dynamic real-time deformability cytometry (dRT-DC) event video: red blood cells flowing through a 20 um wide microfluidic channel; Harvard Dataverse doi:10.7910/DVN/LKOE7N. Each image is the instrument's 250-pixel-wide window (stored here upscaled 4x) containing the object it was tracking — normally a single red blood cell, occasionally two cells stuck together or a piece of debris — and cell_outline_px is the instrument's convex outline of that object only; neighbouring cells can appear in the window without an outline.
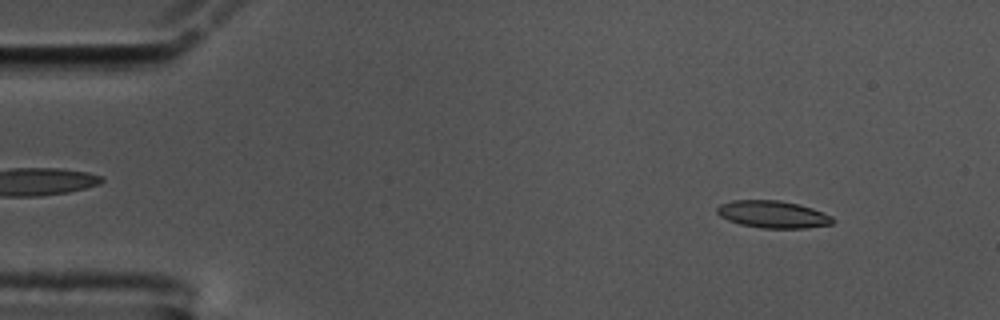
{"species": "common noctule bat (a hibernating species)", "species_latin": "Nyctalus noctula", "temperature_condition": "cold", "stored_images_in_passage": 56, "camera_frame_rate_fps": 3000, "um_per_image_px": 0.085, "animal": {"sex": "male", "body_mass_g": 17.5, "forearm_length_mm": 52.3}, "frame": {"image": 1, "passage_image": 6, "time_ms": 1.667, "image_size_px": [1000, 320], "cell_outline_px": [[836, 220], [832, 224], [804, 228], [760, 228], [740, 224], [728, 220], [720, 216], [716, 212], [716, 208], [720, 204], [732, 200], [780, 200], [812, 208], [832, 216]], "centroid_in_image_um": [65.68, 18.22], "position_along_channel_um": 19.3, "area_um2": 18.38}}
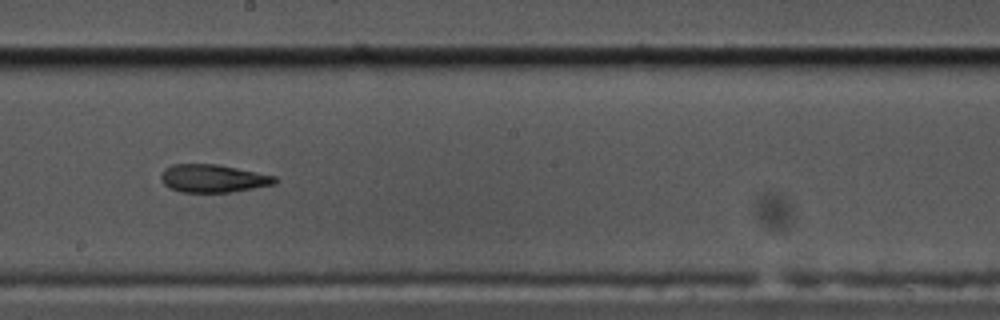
{"frame": {"image": 2, "passage_image": 31, "time_ms": 10.0, "image_size_px": [1000, 320], "cell_outline_px": [[276, 184], [232, 192], [180, 192], [168, 188], [160, 180], [160, 176], [164, 168], [172, 164], [216, 164], [276, 176]], "centroid_in_image_um": [18.07, 15.17], "position_along_channel_um": 230.1, "area_um2": 18.61}}
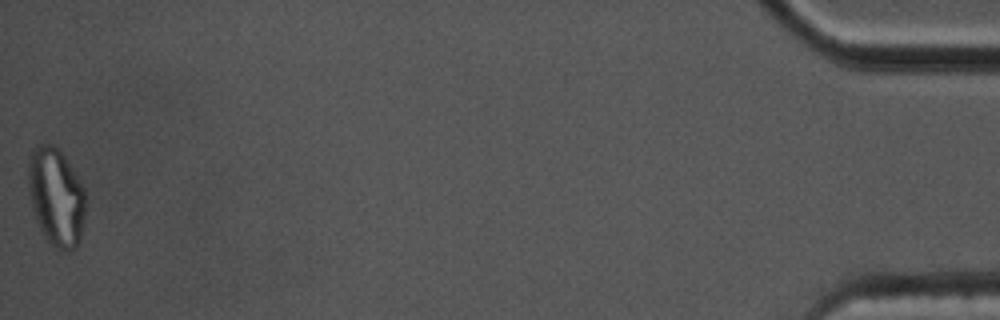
{"frame": {"image": 3, "passage_image": 56, "time_ms": 18.333, "image_size_px": [1000, 320], "cell_outline_px": [[88, 200], [84, 224], [80, 240], [76, 248], [64, 252], [56, 248], [44, 236], [36, 220], [32, 208], [28, 192], [28, 156], [32, 148], [36, 144], [52, 144], [64, 156], [80, 180], [84, 188]], "centroid_in_image_um": [4.79, 16.74], "position_along_channel_um": 430.4, "area_um2": 33.52}, "authors_computed_cell_mechanics": {"area_um2": 19.1318, "velocity_mm_per_s": 3.5688, "shape_relaxation_time_tau1_ms": null, "shape_relaxation_time_tau2_ms": 1.8813, "deformation_change_tau1": null, "deformation_change_tau2": 0.0896}}